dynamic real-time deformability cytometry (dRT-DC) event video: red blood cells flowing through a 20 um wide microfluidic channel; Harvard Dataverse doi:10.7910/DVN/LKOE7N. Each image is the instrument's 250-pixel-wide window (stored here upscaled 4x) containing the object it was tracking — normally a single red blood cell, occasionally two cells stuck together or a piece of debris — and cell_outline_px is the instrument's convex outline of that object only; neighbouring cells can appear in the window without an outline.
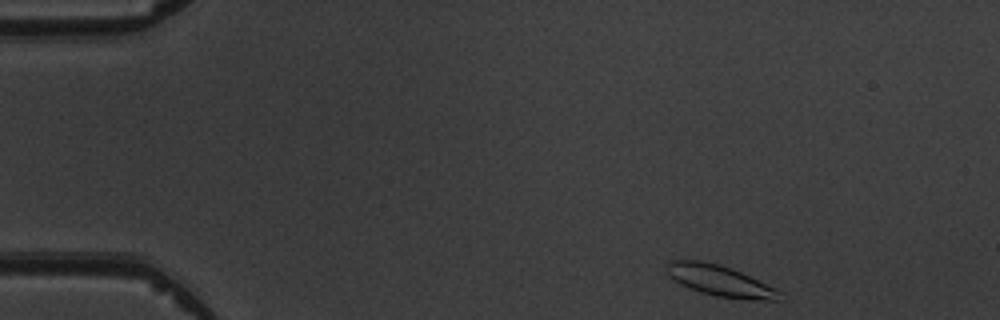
{"species": "common noctule bat (a hibernating species)", "species_latin": "Nyctalus noctula", "temperature_condition": "warm", "stored_images_in_passage": 4, "camera_frame_rate_fps": 3000, "um_per_image_px": 0.085, "animal": {"sex": "male", "body_mass_g": 19.5, "forearm_length_mm": 54.6}, "frame": {"image": 1, "passage_image": 1, "time_ms": 0.0, "image_size_px": [1000, 320], "cell_outline_px": [[780, 300], [764, 300], [716, 296], [700, 292], [688, 288], [680, 284], [668, 276], [668, 260], [700, 260], [720, 264], [732, 268], [776, 288], [780, 292]], "centroid_in_image_um": [61.17, 23.85], "position_along_channel_um": 23.8, "area_um2": 20.17}}